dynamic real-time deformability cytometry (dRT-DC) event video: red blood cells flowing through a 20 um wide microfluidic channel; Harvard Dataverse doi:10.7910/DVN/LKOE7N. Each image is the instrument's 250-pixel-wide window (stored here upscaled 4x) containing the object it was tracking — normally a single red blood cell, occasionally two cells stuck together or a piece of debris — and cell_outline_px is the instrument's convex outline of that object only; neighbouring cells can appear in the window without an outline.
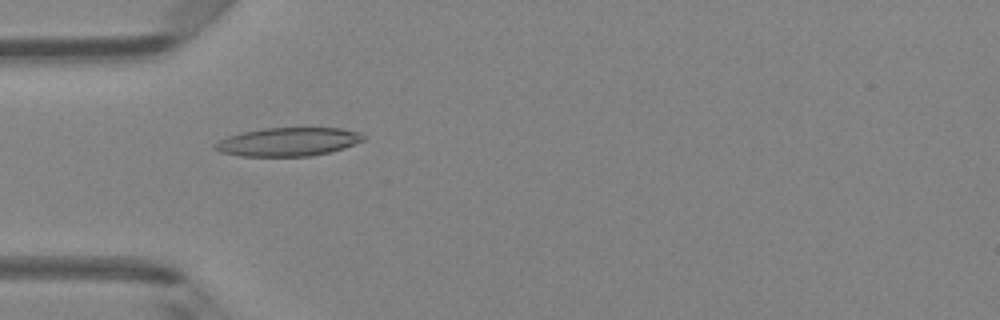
{"species": "Egyptian fruit bat (a non-hibernating species)", "species_latin": "Rousettus aegyptiacus", "temperature_condition": "room temperature", "stored_images_in_passage": 48, "camera_frame_rate_fps": 3000, "um_per_image_px": 0.085, "animal": {"sex": "female"}, "frame": {"image": 1, "passage_image": 15, "time_ms": 4.667, "image_size_px": [1000, 320], "cell_outline_px": [[364, 140], [344, 148], [312, 156], [240, 156], [220, 152], [212, 148], [212, 144], [228, 136], [244, 132], [264, 128], [340, 128], [360, 132], [364, 136]], "centroid_in_image_um": [24.47, 12.06], "position_along_channel_um": 60.5, "area_um2": 24.62}}
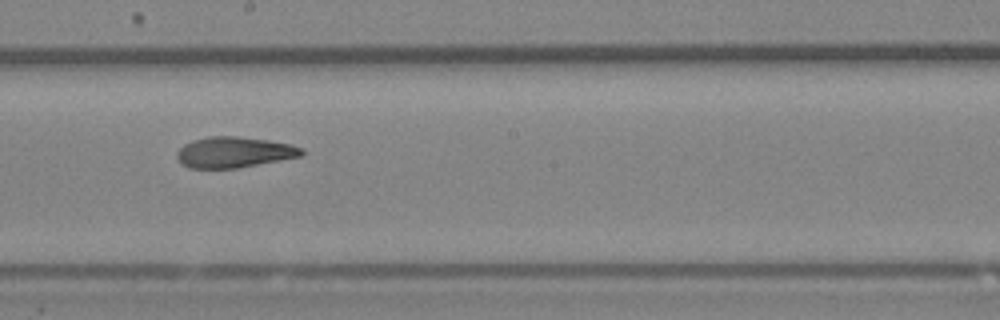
{"frame": {"image": 2, "passage_image": 27, "time_ms": 8.667, "image_size_px": [1000, 320], "cell_outline_px": [[304, 156], [236, 168], [188, 168], [180, 164], [176, 156], [176, 152], [184, 144], [192, 140], [208, 136], [236, 136], [268, 140], [292, 144], [304, 148]], "centroid_in_image_um": [19.9, 12.94], "position_along_channel_um": 228.3, "area_um2": 22.66}}
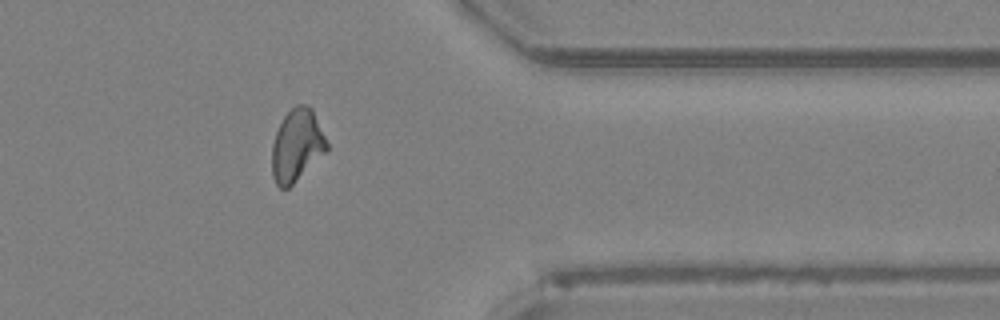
{"frame": {"image": 3, "passage_image": 39, "time_ms": 12.667, "image_size_px": [1000, 320], "cell_outline_px": [[328, 148], [288, 188], [280, 188], [276, 184], [272, 176], [272, 144], [276, 132], [284, 116], [296, 104], [308, 104], [312, 108], [328, 144]], "centroid_in_image_um": [25.2, 12.33], "position_along_channel_um": 386.2, "area_um2": 22.66}, "authors_computed_cell_mechanics": {"area_um2": 23.0044, "velocity_mm_per_s": 4.2778, "shape_relaxation_time_tau1_ms": 8.0568, "shape_relaxation_time_tau2_ms": 3.312, "deformation_change_tau1": 0.2158, "deformation_change_tau2": 0.1178}}